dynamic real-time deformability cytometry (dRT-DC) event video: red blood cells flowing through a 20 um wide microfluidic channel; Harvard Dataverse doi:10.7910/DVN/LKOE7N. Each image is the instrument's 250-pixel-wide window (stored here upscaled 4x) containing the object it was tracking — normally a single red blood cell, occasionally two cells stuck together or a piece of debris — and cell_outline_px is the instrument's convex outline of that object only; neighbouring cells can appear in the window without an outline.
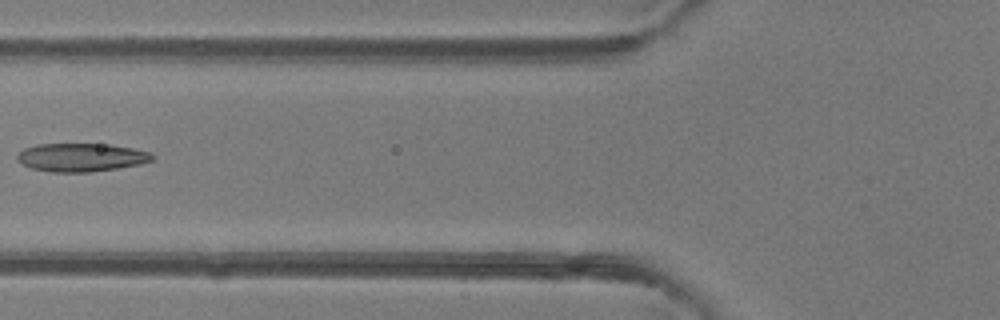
{"species": "common noctule bat (a hibernating species)", "species_latin": "Nyctalus noctula", "temperature_condition": "room temperature", "stored_images_in_passage": 2, "camera_frame_rate_fps": 3000, "um_per_image_px": 0.085, "animal": {"sex": "female"}, "frame": {"image": 1, "passage_image": 2, "time_ms": 1.333, "image_size_px": [1000, 320], "cell_outline_px": [[156, 156], [152, 160], [140, 164], [116, 168], [88, 172], [52, 172], [32, 168], [16, 160], [16, 156], [24, 148], [36, 144], [112, 144], [132, 148], [148, 152]], "centroid_in_image_um": [6.9, 13.37], "position_along_channel_um": 118.9, "area_um2": 22.2}}